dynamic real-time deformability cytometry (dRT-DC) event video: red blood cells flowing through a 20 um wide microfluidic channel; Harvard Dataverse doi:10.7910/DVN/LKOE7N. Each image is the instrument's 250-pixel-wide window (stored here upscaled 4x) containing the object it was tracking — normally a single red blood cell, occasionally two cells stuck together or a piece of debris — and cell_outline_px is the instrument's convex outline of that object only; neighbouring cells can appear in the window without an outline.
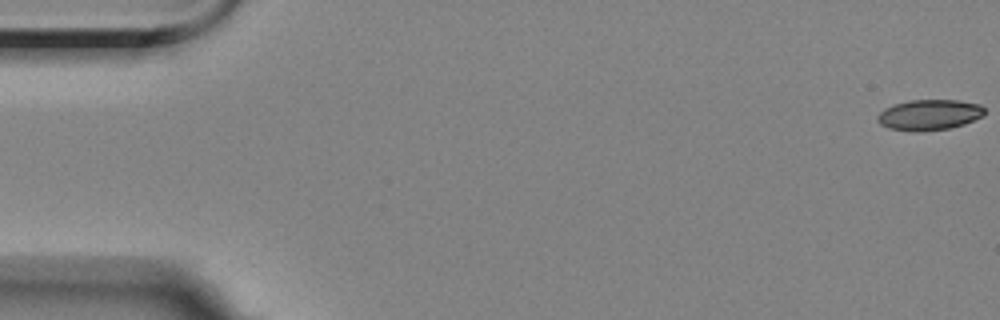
{"species": "Egyptian fruit bat (a non-hibernating species)", "species_latin": "Rousettus aegyptiacus", "temperature_condition": "room temperature", "stored_images_in_passage": 5, "camera_frame_rate_fps": 3000, "um_per_image_px": 0.085, "animal": {"sex": "female"}, "frame": {"image": 1, "passage_image": 1, "time_ms": 0.0, "image_size_px": [1000, 320], "cell_outline_px": [[984, 116], [964, 124], [948, 128], [916, 132], [912, 132], [888, 128], [880, 124], [876, 120], [876, 116], [884, 108], [892, 104], [908, 100], [960, 100], [980, 104], [984, 108]], "centroid_in_image_um": [78.96, 9.75], "position_along_channel_um": 6.0, "area_um2": 19.36}}
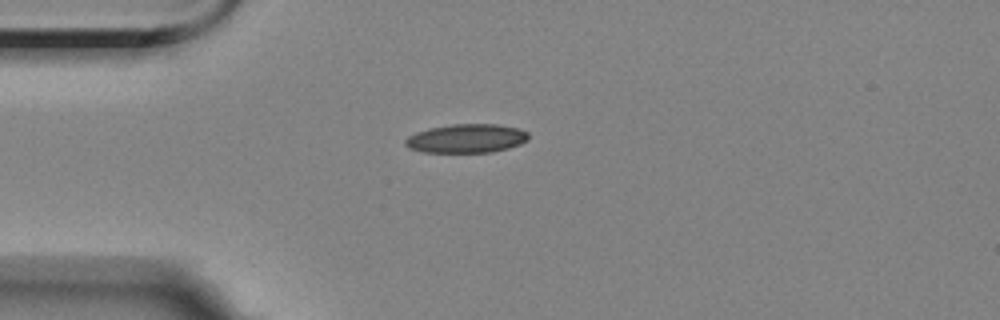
{"frame": {"image": 2, "passage_image": 5, "time_ms": 4.667, "image_size_px": [1000, 320], "cell_outline_px": [[528, 140], [520, 144], [508, 148], [492, 152], [424, 152], [408, 148], [404, 144], [404, 140], [408, 136], [416, 132], [428, 128], [452, 124], [496, 124], [520, 128], [528, 132]], "centroid_in_image_um": [39.64, 11.76], "position_along_channel_um": 45.4, "area_um2": 20.81}}